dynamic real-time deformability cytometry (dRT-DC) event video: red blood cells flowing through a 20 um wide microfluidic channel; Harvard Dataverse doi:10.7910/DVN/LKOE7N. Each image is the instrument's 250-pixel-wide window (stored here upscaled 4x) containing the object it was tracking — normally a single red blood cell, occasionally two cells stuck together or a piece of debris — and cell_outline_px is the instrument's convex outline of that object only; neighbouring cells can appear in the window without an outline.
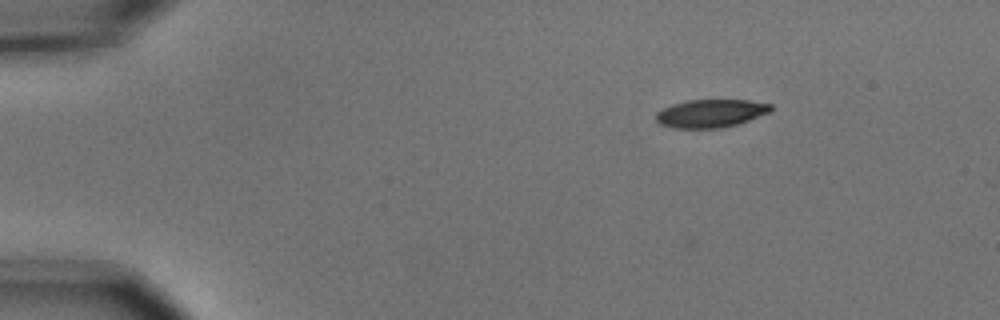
{"species": "common noctule bat (a hibernating species)", "species_latin": "Nyctalus noctula", "temperature_condition": "cold", "stored_images_in_passage": 6, "camera_frame_rate_fps": 3000, "um_per_image_px": 0.085, "animal": {"sex": "male", "body_mass_g": 15.6}, "frame": {"image": 1, "passage_image": 4, "time_ms": 1.0, "image_size_px": [1000, 320], "cell_outline_px": [[772, 108], [768, 112], [748, 120], [736, 124], [720, 128], [672, 128], [660, 124], [656, 120], [656, 112], [672, 104], [688, 100], [748, 100], [772, 104]], "centroid_in_image_um": [60.37, 9.63], "position_along_channel_um": 24.6, "area_um2": 18.61}}